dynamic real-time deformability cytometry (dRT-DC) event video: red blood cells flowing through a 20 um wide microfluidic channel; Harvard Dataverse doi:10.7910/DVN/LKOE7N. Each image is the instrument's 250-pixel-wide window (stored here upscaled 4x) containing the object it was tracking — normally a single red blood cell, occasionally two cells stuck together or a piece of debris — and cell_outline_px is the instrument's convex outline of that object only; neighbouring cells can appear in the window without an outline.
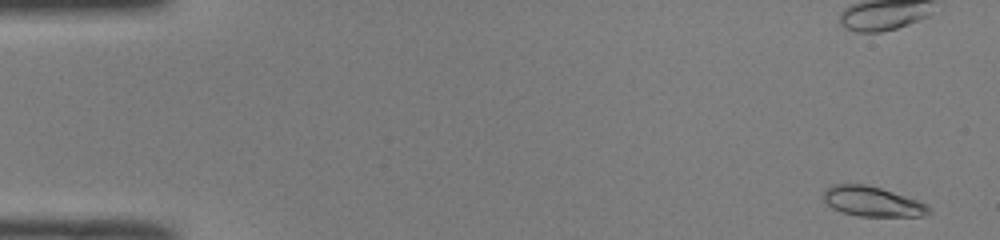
{"species": "common noctule bat (a hibernating species)", "species_latin": "Nyctalus noctula", "temperature_condition": "room temperature", "stored_images_in_passage": 50, "camera_frame_rate_fps": 3000, "um_per_image_px": 0.085, "animal": {"sex": "male", "body_mass_g": 19.0, "forearm_length_mm": 50.8}, "frame": {"image": 1, "passage_image": 1, "time_ms": 0.0, "image_size_px": [1000, 240], "cell_outline_px": [[932, 212], [920, 216], [860, 216], [844, 212], [832, 208], [824, 200], [824, 192], [832, 184], [864, 184], [880, 188], [916, 200], [924, 204]], "centroid_in_image_um": [74.12, 17.13], "position_along_channel_um": 10.9, "area_um2": 17.86}, "authors_computed_cell_mechanics": {"area_um2": 17.6868, "velocity_mm_per_s": 4.051, "shape_relaxation_time_tau1_ms": 7.7724, "shape_relaxation_time_tau2_ms": null, "deformation_change_tau1": 0.2197, "deformation_change_tau2": null}}